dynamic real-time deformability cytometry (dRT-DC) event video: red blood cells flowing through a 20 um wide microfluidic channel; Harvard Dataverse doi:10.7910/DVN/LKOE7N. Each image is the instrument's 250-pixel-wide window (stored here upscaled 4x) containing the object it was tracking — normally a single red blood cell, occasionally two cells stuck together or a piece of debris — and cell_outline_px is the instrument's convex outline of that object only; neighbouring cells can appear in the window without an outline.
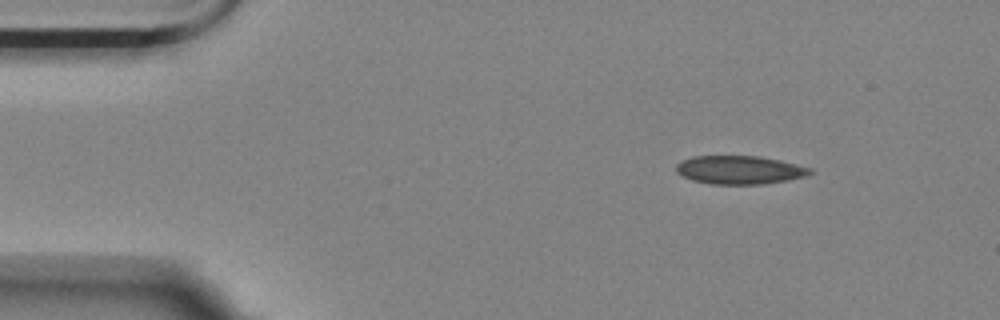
{"species": "Egyptian fruit bat (a non-hibernating species)", "species_latin": "Rousettus aegyptiacus", "temperature_condition": "room temperature", "stored_images_in_passage": 3, "camera_frame_rate_fps": 3000, "um_per_image_px": 0.085, "animal": {"sex": "female"}, "frame": {"image": 1, "passage_image": 1, "time_ms": 0.0, "image_size_px": [1000, 320], "cell_outline_px": [[812, 172], [804, 176], [788, 180], [760, 184], [712, 184], [692, 180], [676, 172], [676, 164], [692, 156], [760, 156], [780, 160], [812, 168]], "centroid_in_image_um": [62.86, 14.44], "position_along_channel_um": 22.1, "area_um2": 22.02}}